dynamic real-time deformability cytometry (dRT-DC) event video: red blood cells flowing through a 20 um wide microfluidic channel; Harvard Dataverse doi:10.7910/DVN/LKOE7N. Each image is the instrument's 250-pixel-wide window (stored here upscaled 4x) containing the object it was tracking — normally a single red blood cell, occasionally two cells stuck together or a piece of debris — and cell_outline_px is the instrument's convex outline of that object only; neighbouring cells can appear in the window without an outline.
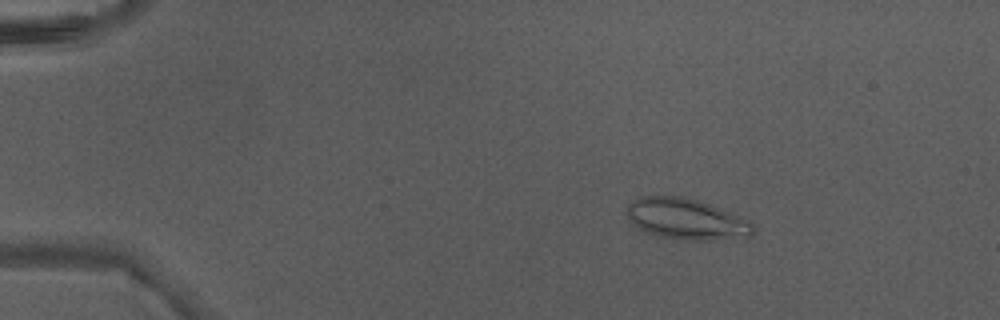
{"species": "Egyptian fruit bat (a non-hibernating species)", "species_latin": "Rousettus aegyptiacus", "temperature_condition": "warm", "stored_images_in_passage": 4, "camera_frame_rate_fps": 3000, "um_per_image_px": 0.085, "animal": {"sex": "male"}, "frame": {"image": 1, "passage_image": 2, "time_ms": 0.333, "image_size_px": [1000, 320], "cell_outline_px": [[756, 232], [752, 236], [712, 240], [688, 240], [660, 236], [648, 232], [640, 228], [628, 220], [624, 212], [628, 204], [632, 200], [644, 196], [680, 196], [696, 200], [720, 208], [752, 220], [756, 228]], "centroid_in_image_um": [58.37, 18.62], "position_along_channel_um": 26.6, "area_um2": 30.35}}